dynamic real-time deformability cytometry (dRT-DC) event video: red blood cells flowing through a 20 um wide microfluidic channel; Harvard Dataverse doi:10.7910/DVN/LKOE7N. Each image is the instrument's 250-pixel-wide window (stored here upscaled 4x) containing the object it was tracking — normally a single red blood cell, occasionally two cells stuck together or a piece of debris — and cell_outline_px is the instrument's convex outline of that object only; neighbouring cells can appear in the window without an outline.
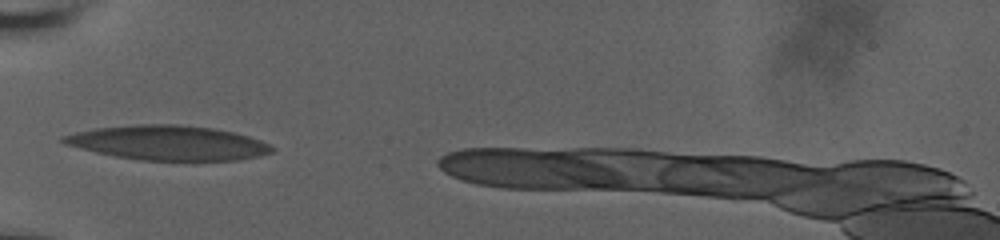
{"species": "human", "species_latin": "Homo sapiens", "temperature_condition": "room temperature", "stored_images_in_passage": 4, "camera_frame_rate_fps": 3000, "um_per_image_px": 0.085, "donor": {"sex": "male"}, "frame": {"image": 1, "passage_image": 1, "time_ms": 0.0, "image_size_px": [1000, 240], "cell_outline_px": [[276, 148], [272, 152], [256, 156], [236, 160], [140, 160], [116, 156], [96, 152], [64, 144], [60, 140], [60, 136], [76, 132], [96, 128], [136, 124], [176, 124], [212, 128], [236, 132], [260, 140]], "centroid_in_image_um": [14.27, 12.13], "position_along_channel_um": 70.7, "area_um2": 41.85}}
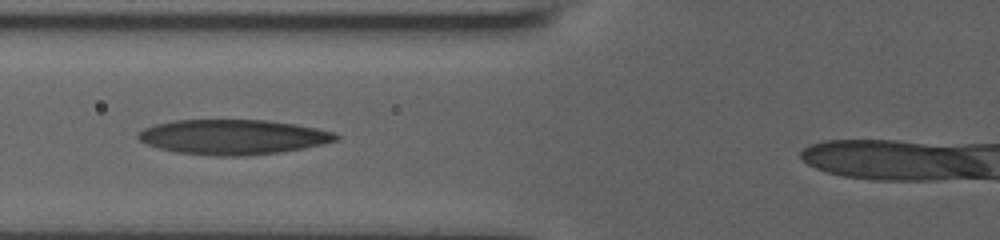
{"frame": {"image": 2, "passage_image": 2, "time_ms": 1.0, "image_size_px": [1000, 240], "cell_outline_px": [[340, 140], [304, 148], [280, 152], [240, 156], [216, 156], [176, 152], [160, 148], [148, 144], [140, 140], [136, 136], [136, 132], [144, 128], [156, 124], [172, 120], [268, 120], [296, 124], [336, 132], [340, 136]], "centroid_in_image_um": [19.83, 11.64], "position_along_channel_um": 106.0, "area_um2": 40.4}}
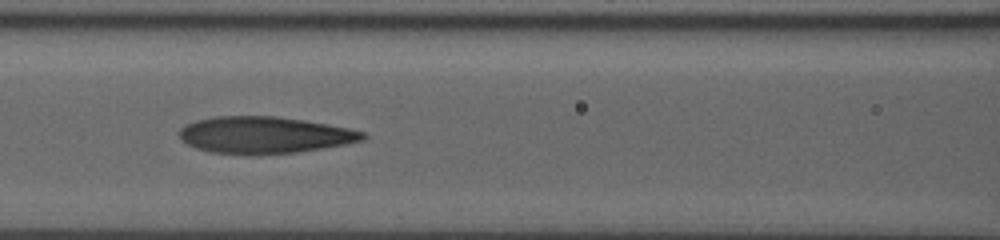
{"frame": {"image": 3, "passage_image": 3, "time_ms": 2.0, "image_size_px": [1000, 240], "cell_outline_px": [[368, 136], [364, 140], [344, 144], [296, 152], [212, 152], [196, 148], [180, 140], [180, 128], [184, 124], [196, 120], [212, 116], [276, 116], [304, 120], [348, 128], [364, 132]], "centroid_in_image_um": [22.46, 11.43], "position_along_channel_um": 144.1, "area_um2": 38.38}}